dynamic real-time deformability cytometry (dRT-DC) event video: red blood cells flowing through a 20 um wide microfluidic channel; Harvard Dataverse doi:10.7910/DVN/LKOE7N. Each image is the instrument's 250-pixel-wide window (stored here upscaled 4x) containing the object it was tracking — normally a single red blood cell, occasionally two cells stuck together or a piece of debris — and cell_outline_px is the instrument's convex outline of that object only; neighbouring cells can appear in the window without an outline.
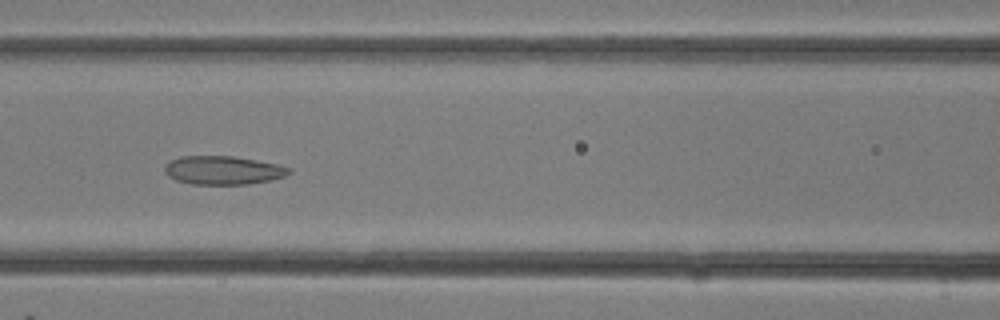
{"species": "common noctule bat (a hibernating species)", "species_latin": "Nyctalus noctula", "temperature_condition": "room temperature", "stored_images_in_passage": 19, "camera_frame_rate_fps": 3000, "um_per_image_px": 0.085, "animal": {"sex": "female"}, "frame": {"image": 1, "passage_image": 12, "time_ms": 3.667, "image_size_px": [1000, 320], "cell_outline_px": [[292, 172], [284, 176], [268, 180], [248, 184], [192, 184], [176, 180], [168, 176], [164, 172], [164, 164], [168, 160], [180, 156], [232, 156], [256, 160], [276, 164], [288, 168]], "centroid_in_image_um": [18.87, 14.46], "position_along_channel_um": 147.7, "area_um2": 20.63}}
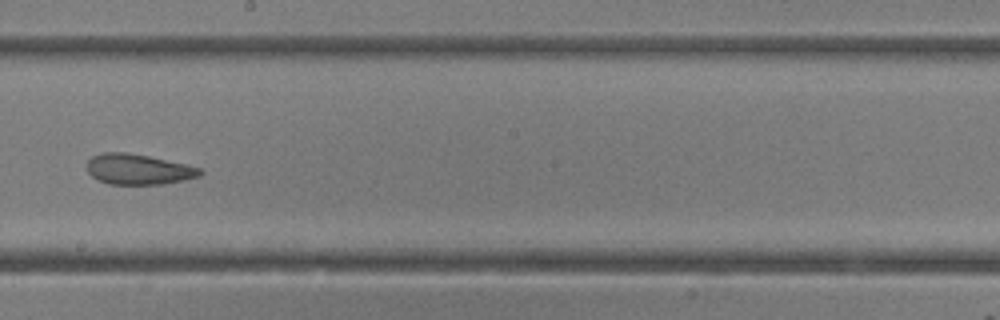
{"frame": {"image": 2, "passage_image": 16, "time_ms": 5.0, "image_size_px": [1000, 320], "cell_outline_px": [[204, 172], [200, 176], [184, 180], [160, 184], [108, 184], [92, 176], [88, 172], [88, 160], [92, 156], [100, 152], [128, 152], [188, 164], [200, 168]], "centroid_in_image_um": [11.78, 14.38], "position_along_channel_um": 236.4, "area_um2": 20.11}}
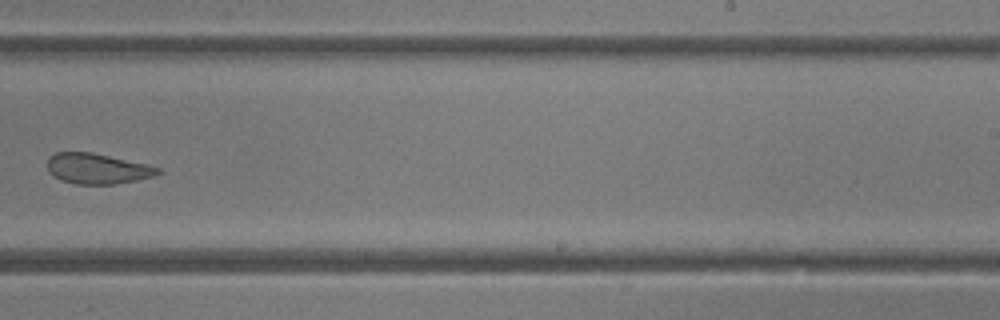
{"frame": {"image": 3, "passage_image": 18, "time_ms": 5.667, "image_size_px": [1000, 320], "cell_outline_px": [[160, 172], [156, 176], [136, 180], [112, 184], [76, 184], [60, 180], [48, 172], [48, 156], [56, 152], [92, 152], [148, 164], [160, 168]], "centroid_in_image_um": [8.26, 14.33], "position_along_channel_um": 280.7, "area_um2": 19.71}}